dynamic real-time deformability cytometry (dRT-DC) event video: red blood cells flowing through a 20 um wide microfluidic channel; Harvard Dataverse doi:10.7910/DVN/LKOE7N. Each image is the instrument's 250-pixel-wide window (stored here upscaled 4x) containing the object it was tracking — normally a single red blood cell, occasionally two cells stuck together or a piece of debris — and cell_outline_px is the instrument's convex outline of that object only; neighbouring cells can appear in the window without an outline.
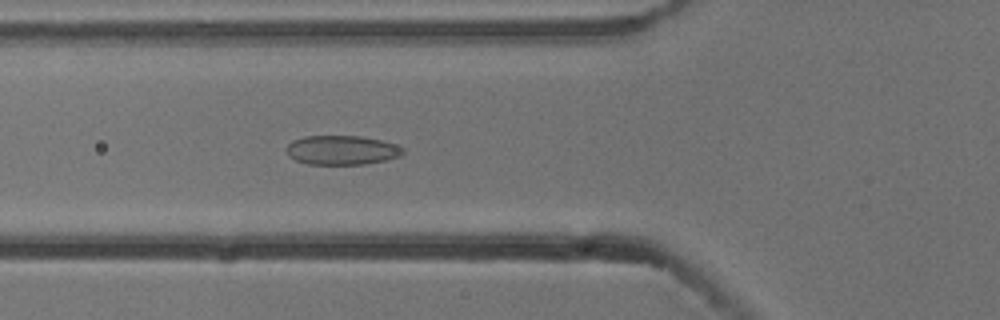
{"species": "common noctule bat (a hibernating species)", "species_latin": "Nyctalus noctula", "temperature_condition": "cold", "stored_images_in_passage": 5, "camera_frame_rate_fps": 3000, "um_per_image_px": 0.085, "animal": {"sex": "male", "body_mass_g": 13.3}, "frame": {"image": 1, "passage_image": 5, "time_ms": 1.333, "image_size_px": [1000, 320], "cell_outline_px": [[404, 152], [400, 156], [388, 160], [364, 164], [308, 164], [296, 160], [288, 156], [284, 148], [292, 140], [304, 136], [360, 136], [380, 140], [404, 148]], "centroid_in_image_um": [29.01, 12.76], "position_along_channel_um": 96.8, "area_um2": 19.94}}